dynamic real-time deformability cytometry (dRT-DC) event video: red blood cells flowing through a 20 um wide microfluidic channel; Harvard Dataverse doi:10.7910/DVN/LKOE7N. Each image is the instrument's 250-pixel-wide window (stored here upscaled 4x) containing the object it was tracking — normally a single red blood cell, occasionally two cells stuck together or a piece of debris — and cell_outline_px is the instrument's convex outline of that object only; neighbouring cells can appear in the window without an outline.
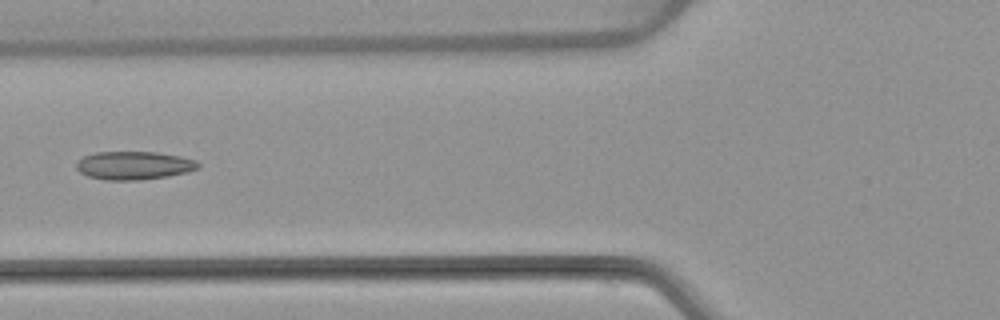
{"species": "common noctule bat (a hibernating species)", "species_latin": "Nyctalus noctula", "temperature_condition": "warm", "stored_images_in_passage": 5, "camera_frame_rate_fps": 3000, "um_per_image_px": 0.085, "animal": {"sex": "female", "body_mass_g": 22.7, "forearm_length_mm": 54.2}, "frame": {"image": 1, "passage_image": 5, "time_ms": 5.0, "image_size_px": [1000, 320], "cell_outline_px": [[200, 168], [188, 172], [168, 176], [140, 180], [104, 180], [88, 176], [80, 172], [76, 168], [76, 164], [84, 156], [96, 152], [156, 152], [180, 156], [196, 160], [200, 164]], "centroid_in_image_um": [11.41, 14.07], "position_along_channel_um": 114.4, "area_um2": 20.11}}